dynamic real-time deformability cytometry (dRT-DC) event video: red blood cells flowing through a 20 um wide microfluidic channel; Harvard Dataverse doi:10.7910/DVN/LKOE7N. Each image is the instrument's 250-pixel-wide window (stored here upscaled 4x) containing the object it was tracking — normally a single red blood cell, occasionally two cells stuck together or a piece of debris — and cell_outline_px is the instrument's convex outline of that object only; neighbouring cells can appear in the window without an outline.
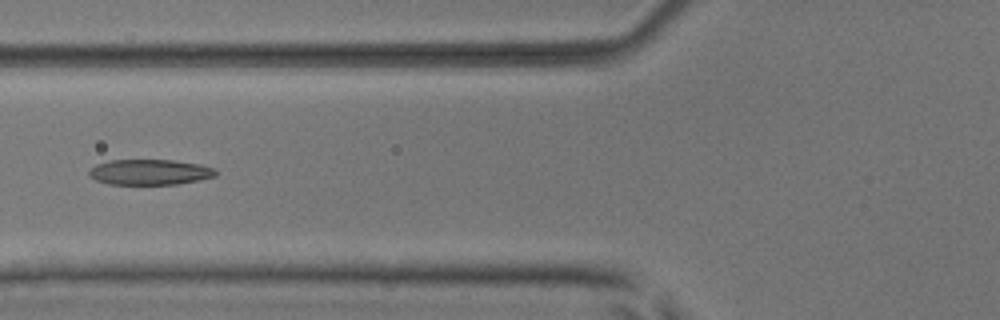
{"species": "common noctule bat (a hibernating species)", "species_latin": "Nyctalus noctula", "temperature_condition": "room temperature", "stored_images_in_passage": 7, "camera_frame_rate_fps": 3000, "um_per_image_px": 0.085, "animal": {"sex": "male", "body_mass_g": 17.9, "forearm_length_mm": 54.2}, "frame": {"image": 1, "passage_image": 6, "time_ms": 1.667, "image_size_px": [1000, 320], "cell_outline_px": [[216, 176], [200, 180], [176, 184], [108, 184], [96, 180], [88, 176], [88, 172], [96, 164], [112, 160], [172, 160], [200, 164], [216, 168]], "centroid_in_image_um": [12.75, 14.63], "position_along_channel_um": 113.1, "area_um2": 18.84}}
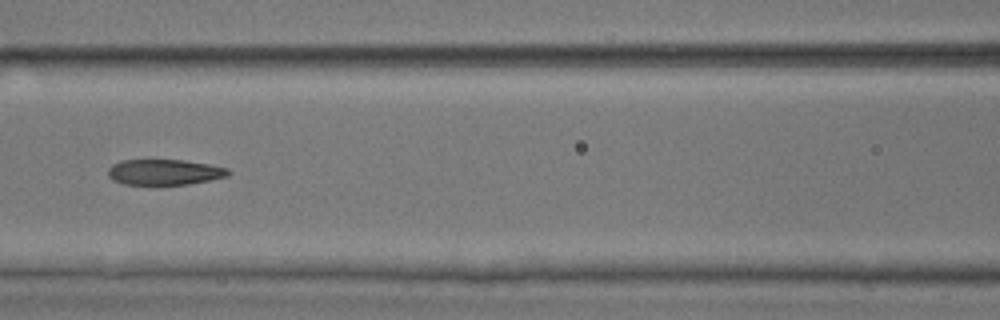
{"frame": {"image": 2, "passage_image": 7, "time_ms": 2.0, "image_size_px": [1000, 320], "cell_outline_px": [[232, 172], [228, 176], [188, 184], [152, 188], [124, 184], [112, 180], [108, 176], [108, 168], [112, 164], [120, 160], [184, 160], [208, 164], [228, 168]], "centroid_in_image_um": [13.92, 14.68], "position_along_channel_um": 152.7, "area_um2": 18.84}}